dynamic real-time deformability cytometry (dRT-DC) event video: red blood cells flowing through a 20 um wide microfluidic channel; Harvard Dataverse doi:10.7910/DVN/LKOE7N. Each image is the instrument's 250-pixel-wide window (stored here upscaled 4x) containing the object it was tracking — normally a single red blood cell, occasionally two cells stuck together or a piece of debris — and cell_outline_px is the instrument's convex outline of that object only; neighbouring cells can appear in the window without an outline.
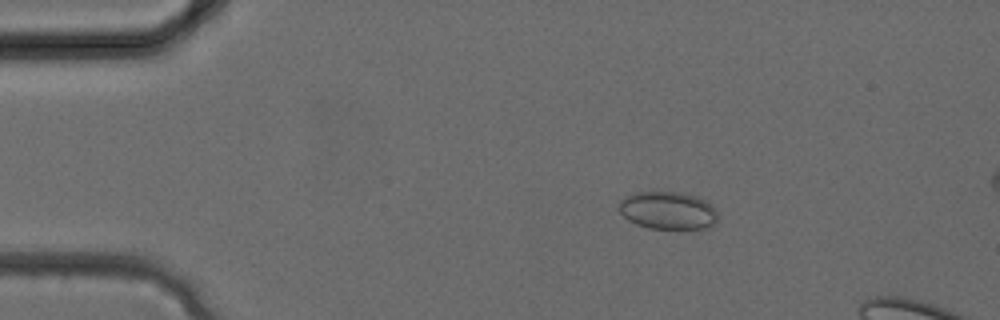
{"species": "common noctule bat (a hibernating species)", "species_latin": "Nyctalus noctula", "temperature_condition": "cold", "stored_images_in_passage": 7, "camera_frame_rate_fps": 3000, "um_per_image_px": 0.085, "animal": {"sex": "female", "body_mass_g": 24.6, "forearm_length_mm": 56.2}, "frame": {"image": 1, "passage_image": 2, "time_ms": 0.333, "image_size_px": [1000, 320], "cell_outline_px": [[716, 220], [712, 228], [700, 232], [648, 228], [636, 224], [628, 220], [616, 208], [620, 200], [624, 196], [636, 192], [680, 192], [696, 196], [704, 200], [716, 208]], "centroid_in_image_um": [56.8, 17.95], "position_along_channel_um": 28.2, "area_um2": 22.77}}